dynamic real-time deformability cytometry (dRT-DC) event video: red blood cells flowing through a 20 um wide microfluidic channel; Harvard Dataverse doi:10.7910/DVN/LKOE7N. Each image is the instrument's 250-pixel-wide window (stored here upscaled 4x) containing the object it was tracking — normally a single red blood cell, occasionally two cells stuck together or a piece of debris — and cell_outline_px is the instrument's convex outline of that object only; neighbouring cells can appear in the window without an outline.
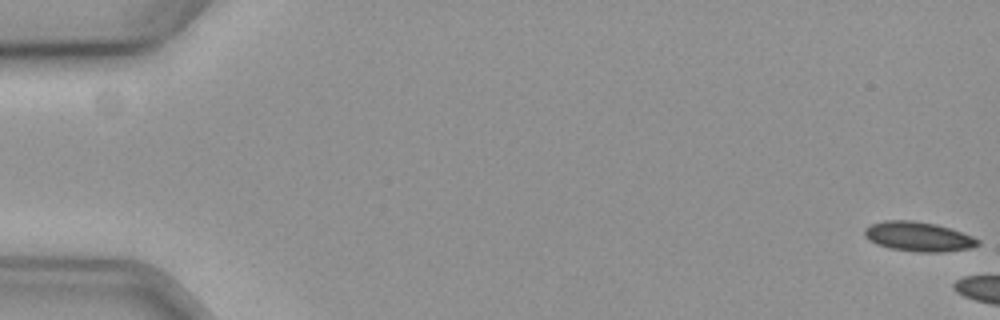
{"species": "common noctule bat (a hibernating species)", "species_latin": "Nyctalus noctula", "temperature_condition": "cold", "stored_images_in_passage": 10, "camera_frame_rate_fps": 3000, "um_per_image_px": 0.085, "animal": {"sex": "female", "body_mass_g": 19.3, "forearm_length_mm": 54.1}, "frame": {"image": 1, "passage_image": 1, "time_ms": 0.0, "image_size_px": [1000, 320], "cell_outline_px": [[980, 244], [968, 248], [940, 252], [920, 252], [892, 248], [876, 244], [864, 232], [864, 228], [872, 224], [884, 220], [912, 220], [936, 224], [972, 236], [980, 240]], "centroid_in_image_um": [78.07, 20.1], "position_along_channel_um": 6.9, "area_um2": 19.07}}